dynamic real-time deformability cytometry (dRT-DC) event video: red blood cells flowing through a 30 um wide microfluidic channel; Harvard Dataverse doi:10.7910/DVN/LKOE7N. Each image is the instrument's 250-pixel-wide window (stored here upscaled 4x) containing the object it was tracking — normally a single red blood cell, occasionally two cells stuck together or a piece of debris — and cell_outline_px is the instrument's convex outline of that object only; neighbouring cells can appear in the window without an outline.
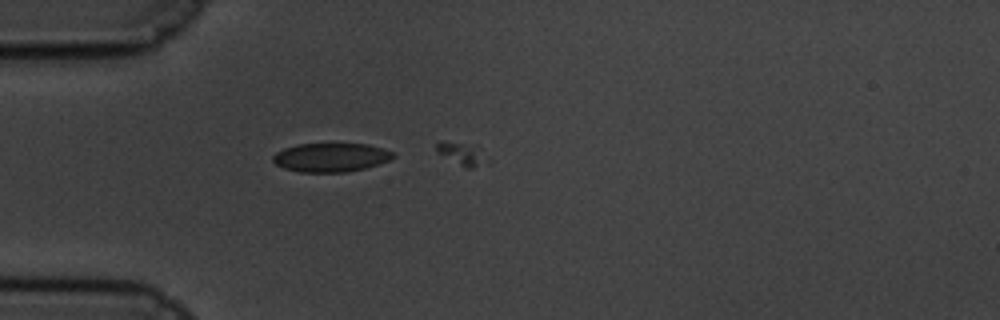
{"species": "common noctule bat (a hibernating species)", "species_latin": "Nyctalus noctula", "temperature_condition": "cold", "stored_images_in_passage": 2, "camera_frame_rate_fps": 3000, "um_per_image_px": 0.085, "animal": {"sex": "male", "body_mass_g": 19.5, "forearm_length_mm": 54.6}, "frame": {"image": 1, "passage_image": 1, "time_ms": 0.0, "image_size_px": [1000, 320], "cell_outline_px": [[396, 156], [388, 160], [364, 168], [344, 172], [300, 172], [284, 168], [276, 164], [272, 160], [272, 156], [276, 152], [284, 148], [296, 144], [368, 144], [392, 152]], "centroid_in_image_um": [28.07, 13.37], "position_along_channel_um": 56.9, "area_um2": 19.94}}